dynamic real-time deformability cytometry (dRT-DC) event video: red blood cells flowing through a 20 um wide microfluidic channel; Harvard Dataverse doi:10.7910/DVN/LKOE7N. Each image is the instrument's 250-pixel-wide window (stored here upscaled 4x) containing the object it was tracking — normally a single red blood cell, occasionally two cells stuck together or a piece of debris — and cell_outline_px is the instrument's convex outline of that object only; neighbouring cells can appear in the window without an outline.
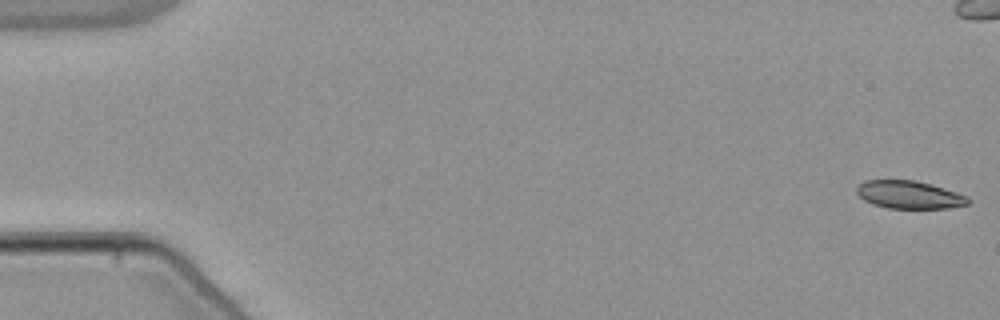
{"species": "common noctule bat (a hibernating species)", "species_latin": "Nyctalus noctula", "temperature_condition": "warm", "stored_images_in_passage": 55, "segment_of_instrument_passage": [1, 2], "camera_frame_rate_fps": 3000, "um_per_image_px": 0.085, "animal": {"sex": "male", "body_mass_g": 21.5, "forearm_length_mm": 52.0}, "frame": {"image": 1, "passage_image": 1, "time_ms": 0.0, "image_size_px": [1000, 320], "cell_outline_px": [[972, 200], [968, 204], [948, 208], [888, 208], [872, 204], [864, 200], [856, 192], [856, 188], [864, 180], [916, 180], [944, 188], [968, 196]], "centroid_in_image_um": [77.29, 16.55], "position_along_channel_um": 7.7, "area_um2": 18.09}}